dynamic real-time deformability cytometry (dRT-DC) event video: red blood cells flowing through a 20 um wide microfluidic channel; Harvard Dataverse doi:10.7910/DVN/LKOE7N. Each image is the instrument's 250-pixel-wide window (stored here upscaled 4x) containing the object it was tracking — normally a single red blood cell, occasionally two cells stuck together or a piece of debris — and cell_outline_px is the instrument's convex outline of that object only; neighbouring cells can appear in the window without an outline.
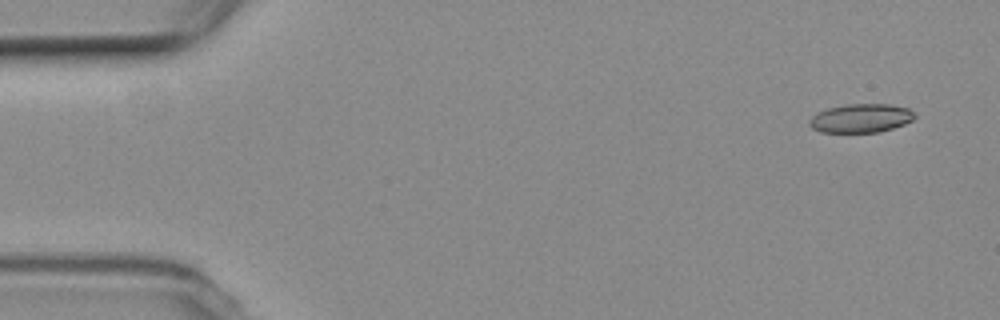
{"species": "common noctule bat (a hibernating species)", "species_latin": "Nyctalus noctula", "temperature_condition": "room temperature", "stored_images_in_passage": 4, "camera_frame_rate_fps": 3000, "um_per_image_px": 0.085, "animal": {"sex": "female", "body_mass_g": 19.3, "forearm_length_mm": 54.1}, "frame": {"image": 1, "passage_image": 1, "time_ms": 0.0, "image_size_px": [1000, 320], "cell_outline_px": [[916, 116], [912, 120], [904, 124], [880, 132], [820, 132], [812, 128], [808, 124], [808, 120], [816, 112], [828, 108], [848, 104], [888, 104], [908, 108]], "centroid_in_image_um": [73.14, 10.05], "position_along_channel_um": 11.9, "area_um2": 17.63}}
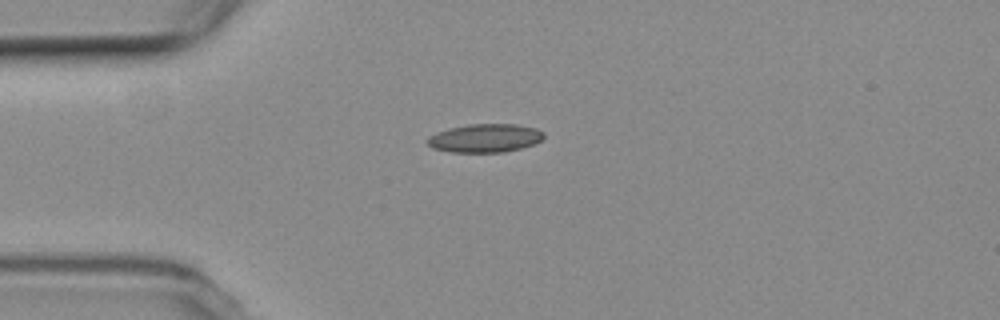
{"frame": {"image": 2, "passage_image": 4, "time_ms": 3.667, "image_size_px": [1000, 320], "cell_outline_px": [[544, 136], [536, 144], [504, 152], [452, 152], [432, 148], [424, 140], [428, 136], [436, 132], [448, 128], [468, 124], [516, 124], [536, 128], [544, 132]], "centroid_in_image_um": [41.2, 11.73], "position_along_channel_um": 43.8, "area_um2": 19.48}}